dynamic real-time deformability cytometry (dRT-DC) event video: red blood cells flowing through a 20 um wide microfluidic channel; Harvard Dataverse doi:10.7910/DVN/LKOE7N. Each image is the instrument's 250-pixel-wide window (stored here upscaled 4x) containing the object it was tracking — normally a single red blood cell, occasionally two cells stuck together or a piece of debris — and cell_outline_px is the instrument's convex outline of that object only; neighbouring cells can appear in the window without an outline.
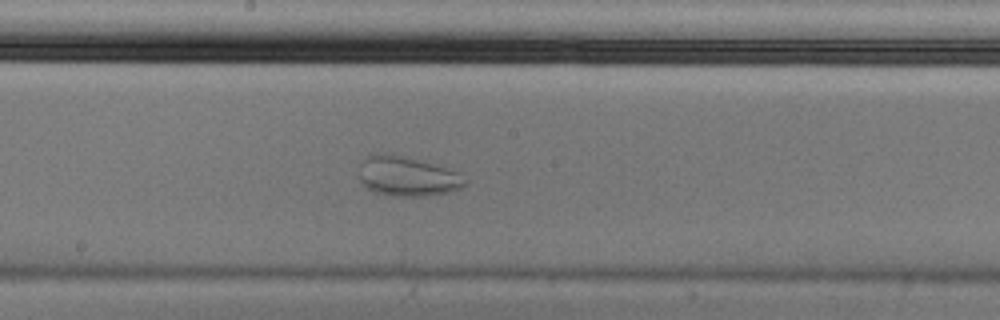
{"species": "Egyptian fruit bat (a non-hibernating species)", "species_latin": "Rousettus aegyptiacus", "temperature_condition": "cold", "stored_images_in_passage": 40, "camera_frame_rate_fps": 3000, "um_per_image_px": 0.085, "animal": {"sex": "male"}, "frame": {"image": 1, "passage_image": 25, "time_ms": 8.0, "image_size_px": [1000, 320], "cell_outline_px": [[468, 180], [460, 188], [448, 192], [424, 196], [392, 196], [376, 192], [368, 188], [360, 180], [360, 164], [364, 156], [380, 152], [388, 152], [444, 168], [456, 172]], "centroid_in_image_um": [34.56, 14.98], "position_along_channel_um": 213.6, "area_um2": 24.16}}